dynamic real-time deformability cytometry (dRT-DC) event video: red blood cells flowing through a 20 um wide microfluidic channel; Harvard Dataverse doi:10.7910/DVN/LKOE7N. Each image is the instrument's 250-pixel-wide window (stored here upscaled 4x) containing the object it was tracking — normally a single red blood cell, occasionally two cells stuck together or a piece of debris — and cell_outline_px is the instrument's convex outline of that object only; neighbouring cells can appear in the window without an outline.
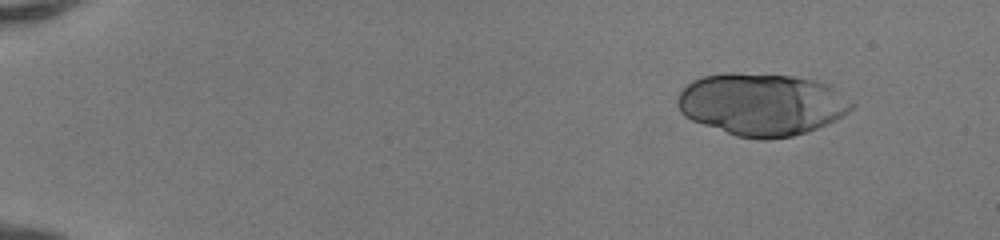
{"species": "human", "species_latin": "Homo sapiens", "temperature_condition": "room temperature", "stored_images_in_passage": 20, "camera_frame_rate_fps": 3000, "um_per_image_px": 0.085, "donor": {"sex": "female"}, "frame": {"image": 1, "passage_image": 1, "time_ms": 0.0, "image_size_px": [1000, 240], "cell_outline_px": [[856, 104], [848, 112], [836, 120], [816, 128], [792, 136], [768, 140], [760, 140], [736, 136], [692, 120], [684, 116], [680, 112], [676, 104], [676, 100], [680, 92], [692, 80], [700, 76], [728, 72], [732, 72], [792, 76], [812, 80], [828, 84], [852, 100]], "centroid_in_image_um": [64.73, 8.86], "position_along_channel_um": 20.3, "area_um2": 63.46}}
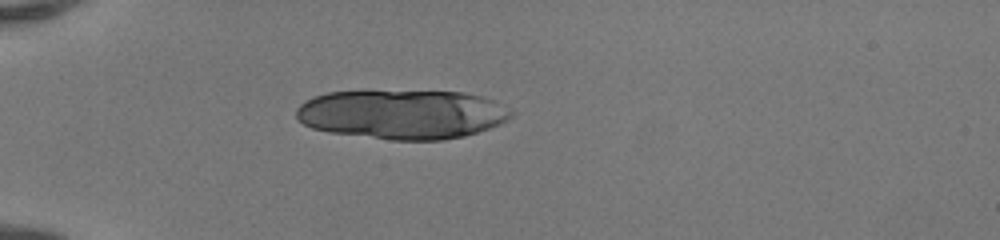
{"frame": {"image": 2, "passage_image": 11, "time_ms": 3.333, "image_size_px": [1000, 240], "cell_outline_px": [[516, 112], [508, 120], [500, 124], [464, 136], [444, 140], [392, 140], [328, 132], [312, 128], [304, 124], [296, 116], [296, 108], [304, 100], [312, 96], [328, 92], [360, 88], [364, 88], [464, 92], [480, 96], [492, 100], [512, 108]], "centroid_in_image_um": [34.16, 9.66], "position_along_channel_um": 50.8, "area_um2": 63.75}}